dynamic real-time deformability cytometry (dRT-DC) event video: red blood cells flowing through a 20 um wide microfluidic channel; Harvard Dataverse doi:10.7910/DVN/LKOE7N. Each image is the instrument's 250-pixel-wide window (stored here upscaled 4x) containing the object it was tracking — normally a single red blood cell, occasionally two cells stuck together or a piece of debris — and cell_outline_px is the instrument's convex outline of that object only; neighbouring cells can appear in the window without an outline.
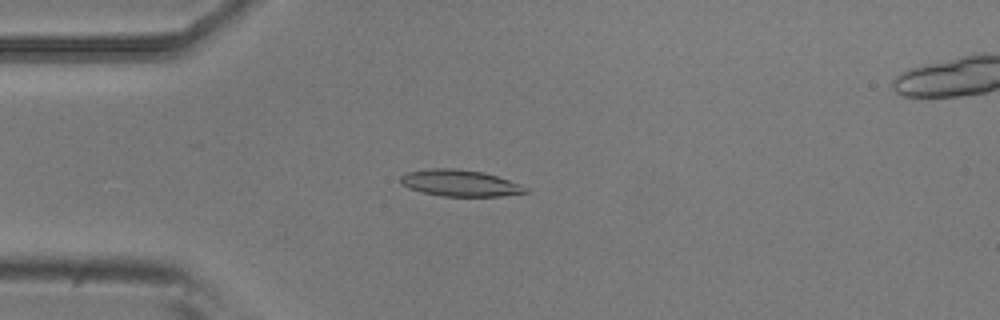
{"species": "common noctule bat (a hibernating species)", "species_latin": "Nyctalus noctula", "temperature_condition": "room temperature", "stored_images_in_passage": 32, "camera_frame_rate_fps": 3000, "um_per_image_px": 0.085, "animal": {"sex": "male", "body_mass_g": 20.5, "forearm_length_mm": 52.5}, "frame": {"image": 1, "passage_image": 2, "time_ms": 0.333, "image_size_px": [1000, 320], "cell_outline_px": [[528, 192], [500, 196], [440, 196], [408, 188], [400, 184], [400, 176], [408, 172], [432, 168], [456, 168], [484, 172], [520, 184], [528, 188]], "centroid_in_image_um": [39.07, 15.56], "position_along_channel_um": 45.9, "area_um2": 19.25}}
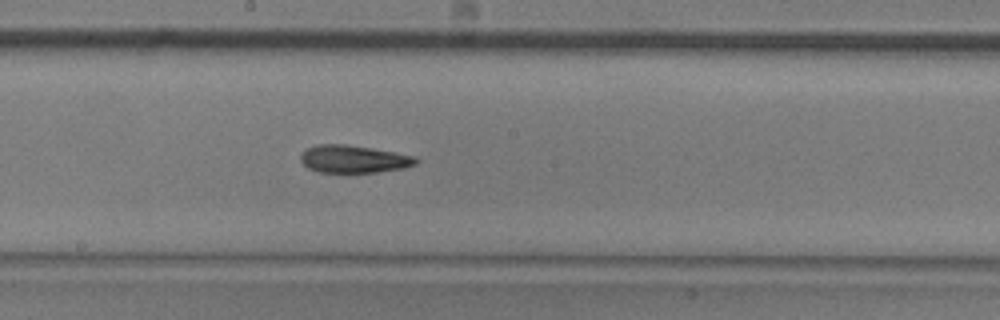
{"frame": {"image": 2, "passage_image": 17, "time_ms": 5.333, "image_size_px": [1000, 320], "cell_outline_px": [[420, 160], [416, 164], [404, 168], [376, 172], [320, 172], [308, 168], [300, 160], [300, 156], [308, 148], [316, 144], [344, 144], [372, 148], [416, 156]], "centroid_in_image_um": [30.09, 13.51], "position_along_channel_um": 218.1, "area_um2": 18.5}}
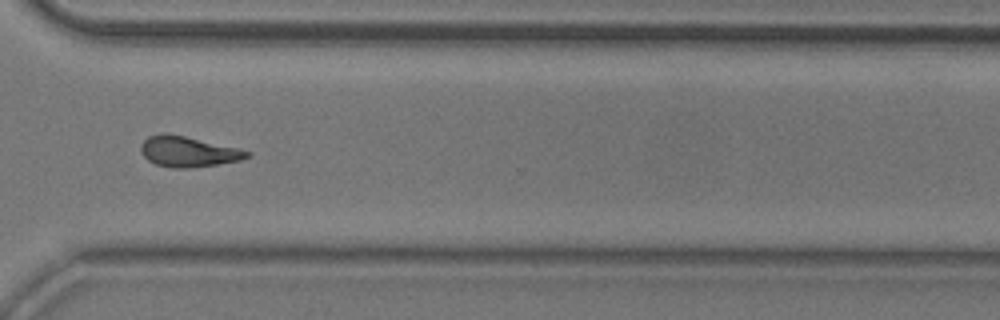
{"frame": {"image": 3, "passage_image": 28, "time_ms": 9.0, "image_size_px": [1000, 320], "cell_outline_px": [[252, 156], [240, 160], [192, 168], [176, 168], [156, 164], [148, 160], [140, 152], [140, 144], [148, 136], [160, 132], [168, 132], [240, 148], [252, 152]], "centroid_in_image_um": [15.99, 12.86], "position_along_channel_um": 354.6, "area_um2": 19.19}, "authors_computed_cell_mechanics": {"area_um2": 18.5538, "velocity_mm_per_s": 3.7317, "shape_relaxation_time_tau1_ms": 5.6813, "shape_relaxation_time_tau2_ms": 2.9088, "deformation_change_tau1": 0.1613, "deformation_change_tau2": 0.1043}}